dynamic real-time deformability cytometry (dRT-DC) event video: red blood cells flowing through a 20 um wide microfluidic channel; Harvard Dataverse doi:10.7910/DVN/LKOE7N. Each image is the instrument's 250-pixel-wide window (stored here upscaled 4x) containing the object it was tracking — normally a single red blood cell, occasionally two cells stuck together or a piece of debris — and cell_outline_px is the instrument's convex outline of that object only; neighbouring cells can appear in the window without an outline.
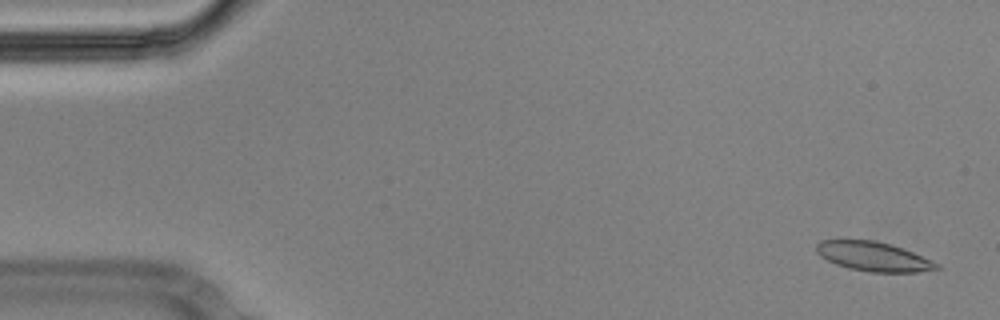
{"species": "Egyptian fruit bat (a non-hibernating species)", "species_latin": "Rousettus aegyptiacus", "temperature_condition": "cold", "stored_images_in_passage": 56, "camera_frame_rate_fps": 3000, "um_per_image_px": 0.085, "animal": {"sex": "male"}, "frame": {"image": 1, "passage_image": 2, "time_ms": 0.333, "image_size_px": [1000, 320], "cell_outline_px": [[940, 268], [916, 272], [868, 272], [848, 268], [836, 264], [820, 256], [816, 252], [816, 244], [820, 240], [876, 240], [892, 244], [904, 248], [932, 260], [940, 264]], "centroid_in_image_um": [74.25, 21.79], "position_along_channel_um": 10.8, "area_um2": 20.69}}
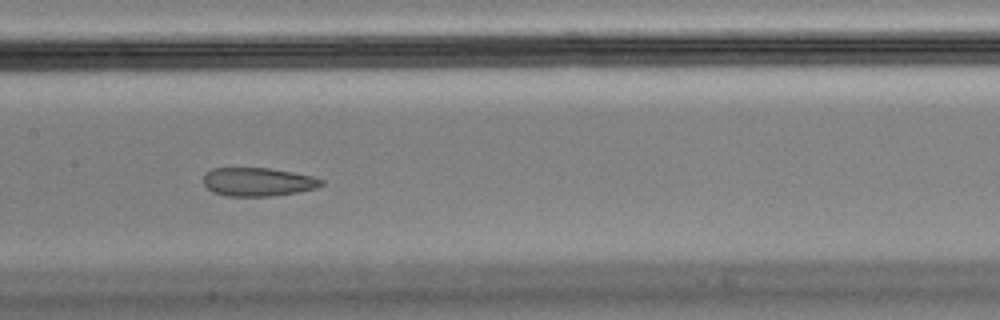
{"frame": {"image": 2, "passage_image": 27, "time_ms": 8.667, "image_size_px": [1000, 320], "cell_outline_px": [[324, 184], [316, 188], [296, 192], [268, 196], [228, 196], [212, 192], [204, 184], [204, 172], [212, 168], [268, 168], [292, 172], [312, 176], [324, 180]], "centroid_in_image_um": [21.9, 15.45], "position_along_channel_um": 185.5, "area_um2": 19.54}}
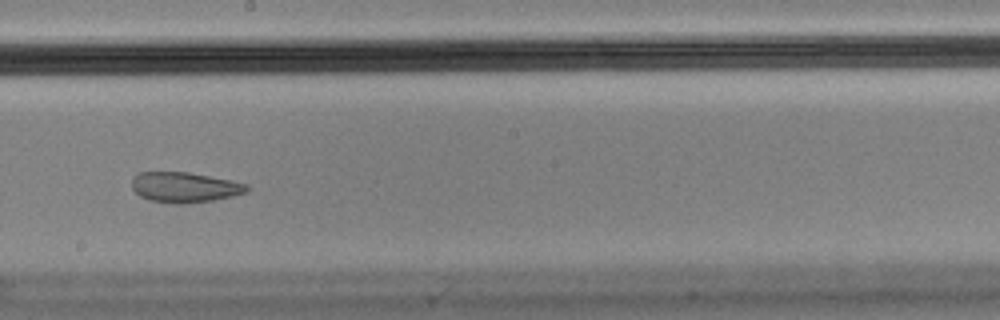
{"frame": {"image": 3, "passage_image": 31, "time_ms": 10.0, "image_size_px": [1000, 320], "cell_outline_px": [[248, 192], [232, 196], [212, 200], [184, 204], [172, 204], [148, 200], [140, 196], [132, 188], [132, 176], [140, 172], [188, 172], [232, 180], [248, 184]], "centroid_in_image_um": [15.68, 15.92], "position_along_channel_um": 232.5, "area_um2": 20.46}}